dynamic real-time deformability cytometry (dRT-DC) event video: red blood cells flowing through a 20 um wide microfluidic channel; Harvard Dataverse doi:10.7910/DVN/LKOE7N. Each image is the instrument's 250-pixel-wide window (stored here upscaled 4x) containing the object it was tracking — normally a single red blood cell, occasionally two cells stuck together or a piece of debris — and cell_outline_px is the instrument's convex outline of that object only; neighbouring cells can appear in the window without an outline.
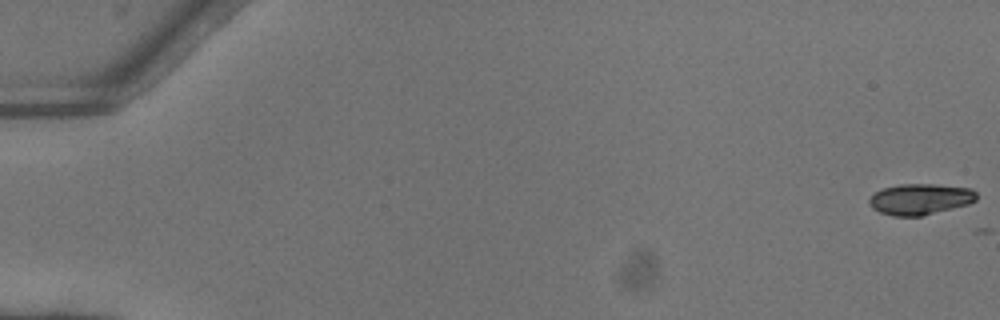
{"species": "common noctule bat (a hibernating species)", "species_latin": "Nyctalus noctula", "temperature_condition": "warm", "stored_images_in_passage": 6, "camera_frame_rate_fps": 3000, "um_per_image_px": 0.085, "animal": {"sex": "female"}, "frame": {"image": 1, "passage_image": 1, "time_ms": 0.0, "image_size_px": [1000, 320], "cell_outline_px": [[976, 200], [968, 204], [920, 216], [892, 216], [880, 212], [872, 208], [868, 204], [868, 200], [876, 192], [884, 188], [900, 184], [936, 184], [972, 188], [976, 192]], "centroid_in_image_um": [78.21, 16.92], "position_along_channel_um": 6.8, "area_um2": 19.31}}